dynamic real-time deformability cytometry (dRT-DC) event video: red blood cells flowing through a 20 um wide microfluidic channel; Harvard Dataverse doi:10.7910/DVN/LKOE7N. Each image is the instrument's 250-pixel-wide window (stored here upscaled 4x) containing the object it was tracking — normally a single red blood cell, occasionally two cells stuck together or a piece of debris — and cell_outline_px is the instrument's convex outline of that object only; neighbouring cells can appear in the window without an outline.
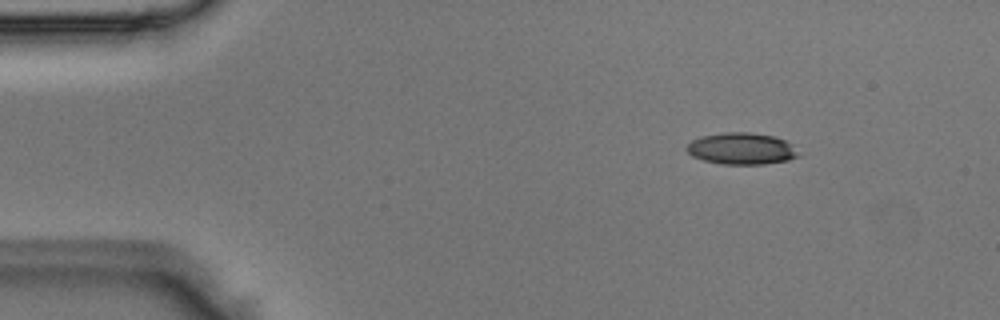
{"species": "Egyptian fruit bat (a non-hibernating species)", "species_latin": "Rousettus aegyptiacus", "temperature_condition": "room temperature", "stored_images_in_passage": 4, "camera_frame_rate_fps": 3000, "um_per_image_px": 0.085, "animal": {"sex": "male"}, "frame": {"image": 1, "passage_image": 2, "time_ms": 0.333, "image_size_px": [1000, 320], "cell_outline_px": [[800, 156], [788, 160], [764, 164], [720, 164], [704, 160], [692, 156], [684, 148], [692, 140], [700, 136], [724, 132], [748, 132], [772, 136], [784, 140], [792, 144], [800, 152]], "centroid_in_image_um": [63.03, 12.63], "position_along_channel_um": 22.0, "area_um2": 20.75}}